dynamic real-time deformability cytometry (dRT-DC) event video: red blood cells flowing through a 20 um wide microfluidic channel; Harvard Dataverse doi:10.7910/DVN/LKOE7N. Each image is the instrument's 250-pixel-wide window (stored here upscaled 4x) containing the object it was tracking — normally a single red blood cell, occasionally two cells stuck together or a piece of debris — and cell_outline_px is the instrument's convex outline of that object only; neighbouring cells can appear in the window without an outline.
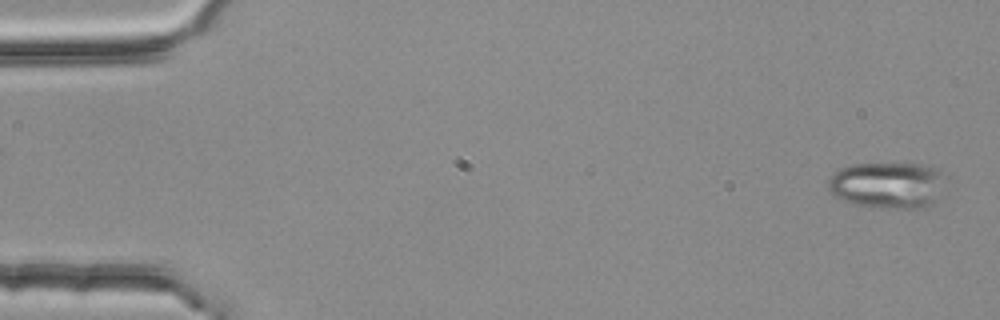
{"species": "common noctule bat (a hibernating species)", "species_latin": "Nyctalus noctula", "temperature_condition": "room temperature", "stored_images_in_passage": 55, "segment_of_instrument_passage": [1, 2], "camera_frame_rate_fps": 3000, "um_per_image_px": 0.085, "animal": {"sex": "female", "body_mass_g": 25.1}, "frame": {"image": 1, "passage_image": 2, "time_ms": 0.333, "image_size_px": [1000, 320], "cell_outline_px": [[944, 172], [932, 204], [928, 208], [880, 208], [852, 204], [840, 200], [828, 188], [828, 180], [840, 168], [852, 164], [924, 164], [940, 168]], "centroid_in_image_um": [75.4, 15.73], "position_along_channel_um": 9.6, "area_um2": 31.5}}